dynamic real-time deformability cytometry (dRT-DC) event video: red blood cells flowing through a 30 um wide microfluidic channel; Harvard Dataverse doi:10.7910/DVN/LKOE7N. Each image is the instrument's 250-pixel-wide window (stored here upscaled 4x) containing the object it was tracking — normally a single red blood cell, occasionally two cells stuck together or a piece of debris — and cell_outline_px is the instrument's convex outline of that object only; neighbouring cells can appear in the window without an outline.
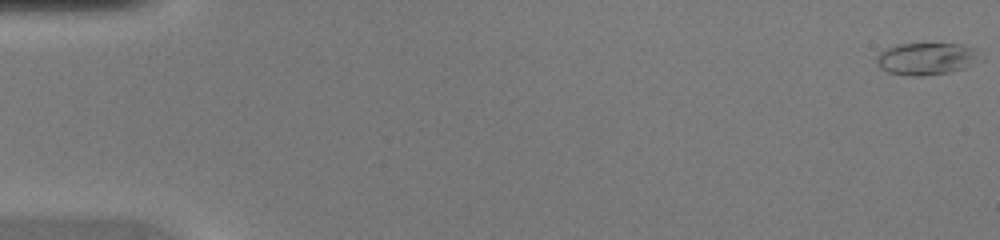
{"species": "common noctule bat (a hibernating species)", "species_latin": "Nyctalus noctula", "temperature_condition": "warm", "stored_images_in_passage": 46, "camera_frame_rate_fps": 3000, "um_per_image_px": 0.085, "animal": {"sex": "female", "body_mass_g": 20.0, "forearm_length_mm": 54.0}, "frame": {"image": 1, "passage_image": 1, "time_ms": 0.0, "image_size_px": [1000, 240], "cell_outline_px": [[976, 60], [964, 68], [948, 72], [924, 76], [908, 76], [888, 72], [880, 68], [876, 64], [876, 56], [884, 48], [896, 44], [964, 44], [976, 48]], "centroid_in_image_um": [78.64, 4.99], "position_along_channel_um": 6.4, "area_um2": 19.31}}
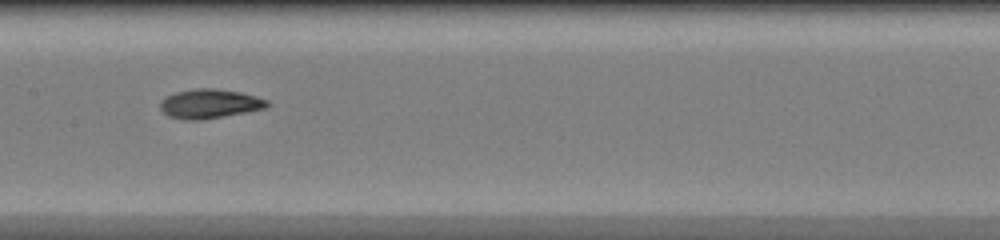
{"frame": {"image": 2, "passage_image": 24, "time_ms": 7.667, "image_size_px": [1000, 240], "cell_outline_px": [[272, 104], [268, 108], [200, 120], [184, 120], [168, 116], [160, 108], [160, 100], [164, 96], [176, 92], [196, 88], [212, 88], [240, 92], [256, 96], [268, 100]], "centroid_in_image_um": [17.83, 8.81], "position_along_channel_um": 189.6, "area_um2": 18.38}}
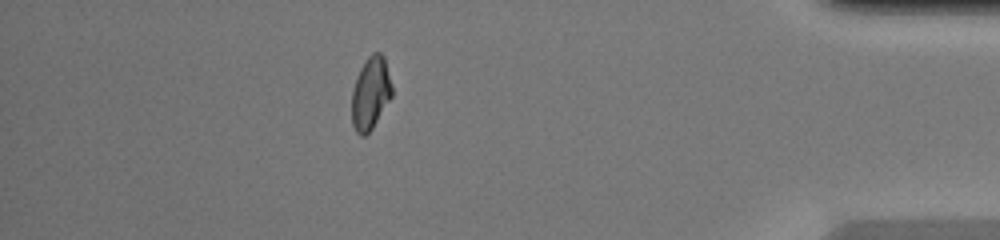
{"frame": {"image": 3, "passage_image": 41, "time_ms": 13.333, "image_size_px": [1000, 240], "cell_outline_px": [[392, 96], [372, 128], [364, 136], [360, 136], [356, 132], [352, 124], [352, 88], [360, 68], [364, 60], [372, 52], [380, 52], [384, 56], [392, 84]], "centroid_in_image_um": [31.49, 7.9], "position_along_channel_um": 403.7, "area_um2": 17.11}}